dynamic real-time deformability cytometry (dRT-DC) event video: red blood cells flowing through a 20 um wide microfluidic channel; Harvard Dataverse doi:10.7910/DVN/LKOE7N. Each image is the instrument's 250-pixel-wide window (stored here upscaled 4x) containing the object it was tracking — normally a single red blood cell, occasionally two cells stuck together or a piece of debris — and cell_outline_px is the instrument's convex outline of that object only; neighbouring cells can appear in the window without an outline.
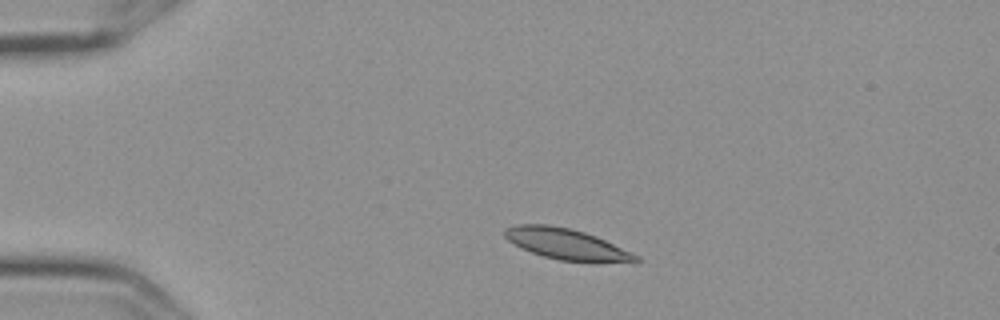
{"species": "Egyptian fruit bat (a non-hibernating species)", "species_latin": "Rousettus aegyptiacus", "temperature_condition": "cold", "stored_images_in_passage": 6, "camera_frame_rate_fps": 3000, "um_per_image_px": 0.085, "frame": {"image": 1, "passage_image": 2, "time_ms": 0.333, "image_size_px": [1000, 320], "cell_outline_px": [[640, 260], [636, 264], [596, 264], [560, 260], [544, 256], [520, 248], [508, 240], [504, 236], [504, 228], [516, 224], [548, 224], [572, 228], [596, 236], [640, 256]], "centroid_in_image_um": [48.26, 20.79], "position_along_channel_um": 36.7, "area_um2": 24.57}}
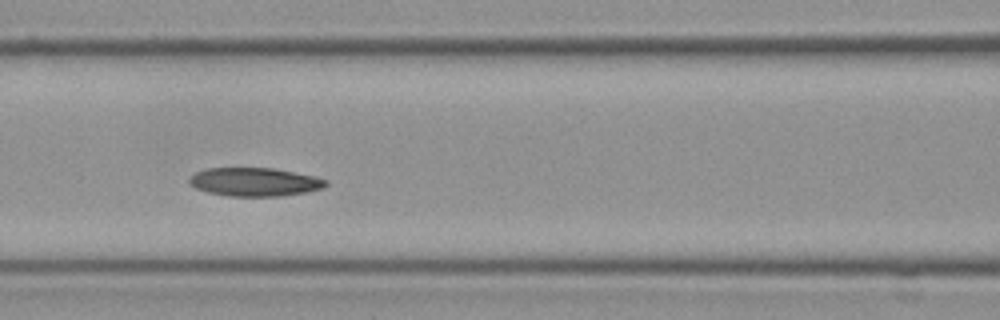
{"frame": {"image": 2, "passage_image": 5, "time_ms": 1.333, "image_size_px": [1000, 320], "cell_outline_px": [[328, 184], [324, 188], [308, 192], [280, 196], [228, 196], [208, 192], [196, 188], [188, 184], [188, 176], [196, 172], [208, 168], [272, 168], [316, 176], [328, 180]], "centroid_in_image_um": [21.65, 15.46], "position_along_channel_um": 144.9, "area_um2": 22.89}}
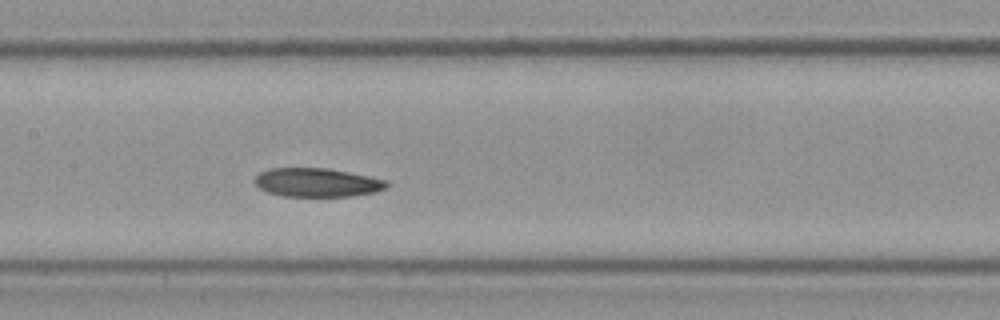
{"frame": {"image": 3, "passage_image": 6, "time_ms": 1.667, "image_size_px": [1000, 320], "cell_outline_px": [[388, 188], [376, 192], [352, 196], [284, 196], [268, 192], [260, 188], [252, 180], [260, 172], [268, 168], [328, 168], [388, 180]], "centroid_in_image_um": [26.96, 15.51], "position_along_channel_um": 180.4, "area_um2": 22.2}}